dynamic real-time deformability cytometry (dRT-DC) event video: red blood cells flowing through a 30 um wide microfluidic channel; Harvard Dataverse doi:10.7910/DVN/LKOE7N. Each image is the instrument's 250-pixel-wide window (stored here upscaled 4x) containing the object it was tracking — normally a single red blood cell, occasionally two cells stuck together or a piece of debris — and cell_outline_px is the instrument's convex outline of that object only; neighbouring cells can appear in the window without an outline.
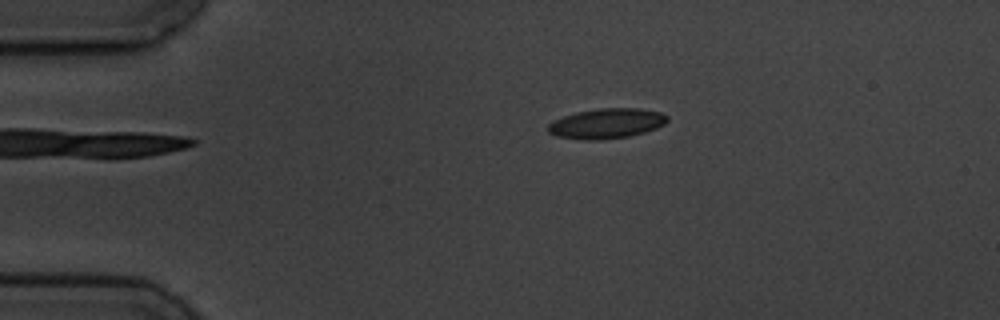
{"species": "common noctule bat (a hibernating species)", "species_latin": "Nyctalus noctula", "temperature_condition": "cold", "stored_images_in_passage": 3, "camera_frame_rate_fps": 3000, "um_per_image_px": 0.085, "animal": {"sex": "male", "body_mass_g": 19.5, "forearm_length_mm": 54.6}, "frame": {"image": 1, "passage_image": 3, "time_ms": 2.667, "image_size_px": [1000, 320], "cell_outline_px": [[668, 120], [664, 124], [656, 128], [644, 132], [628, 136], [600, 140], [580, 140], [556, 136], [548, 132], [548, 124], [552, 120], [576, 112], [600, 108], [640, 108], [660, 112], [668, 116]], "centroid_in_image_um": [51.54, 10.49], "position_along_channel_um": 33.5, "area_um2": 20.98}}